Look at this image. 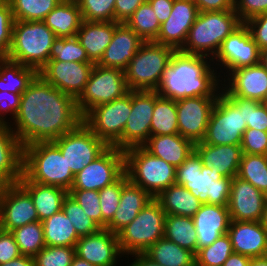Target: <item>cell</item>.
Returning a JSON list of instances; mask_svg holds the SVG:
<instances>
[{
	"instance_id": "cell-1",
	"label": "cell",
	"mask_w": 267,
	"mask_h": 266,
	"mask_svg": "<svg viewBox=\"0 0 267 266\" xmlns=\"http://www.w3.org/2000/svg\"><path fill=\"white\" fill-rule=\"evenodd\" d=\"M81 122L76 99L38 74L21 94L18 112L9 126L24 147L54 141Z\"/></svg>"
},
{
	"instance_id": "cell-2",
	"label": "cell",
	"mask_w": 267,
	"mask_h": 266,
	"mask_svg": "<svg viewBox=\"0 0 267 266\" xmlns=\"http://www.w3.org/2000/svg\"><path fill=\"white\" fill-rule=\"evenodd\" d=\"M222 79L206 56L175 51L156 92L175 101L198 96H218Z\"/></svg>"
},
{
	"instance_id": "cell-3",
	"label": "cell",
	"mask_w": 267,
	"mask_h": 266,
	"mask_svg": "<svg viewBox=\"0 0 267 266\" xmlns=\"http://www.w3.org/2000/svg\"><path fill=\"white\" fill-rule=\"evenodd\" d=\"M22 174L31 182L58 186L69 191L74 174L53 142H36L23 147Z\"/></svg>"
},
{
	"instance_id": "cell-4",
	"label": "cell",
	"mask_w": 267,
	"mask_h": 266,
	"mask_svg": "<svg viewBox=\"0 0 267 266\" xmlns=\"http://www.w3.org/2000/svg\"><path fill=\"white\" fill-rule=\"evenodd\" d=\"M241 24L234 9L199 12L180 51L213 60L223 41Z\"/></svg>"
},
{
	"instance_id": "cell-5",
	"label": "cell",
	"mask_w": 267,
	"mask_h": 266,
	"mask_svg": "<svg viewBox=\"0 0 267 266\" xmlns=\"http://www.w3.org/2000/svg\"><path fill=\"white\" fill-rule=\"evenodd\" d=\"M54 32L43 21L14 20L7 59L39 72L49 61Z\"/></svg>"
},
{
	"instance_id": "cell-6",
	"label": "cell",
	"mask_w": 267,
	"mask_h": 266,
	"mask_svg": "<svg viewBox=\"0 0 267 266\" xmlns=\"http://www.w3.org/2000/svg\"><path fill=\"white\" fill-rule=\"evenodd\" d=\"M232 179L212 171L209 166H203L195 151L176 167V184L184 186L207 204L227 206Z\"/></svg>"
},
{
	"instance_id": "cell-7",
	"label": "cell",
	"mask_w": 267,
	"mask_h": 266,
	"mask_svg": "<svg viewBox=\"0 0 267 266\" xmlns=\"http://www.w3.org/2000/svg\"><path fill=\"white\" fill-rule=\"evenodd\" d=\"M124 154L128 179L153 198L176 183V167L154 156L143 146L129 148Z\"/></svg>"
},
{
	"instance_id": "cell-8",
	"label": "cell",
	"mask_w": 267,
	"mask_h": 266,
	"mask_svg": "<svg viewBox=\"0 0 267 266\" xmlns=\"http://www.w3.org/2000/svg\"><path fill=\"white\" fill-rule=\"evenodd\" d=\"M175 50L154 41L144 42L125 72L129 91H156Z\"/></svg>"
},
{
	"instance_id": "cell-9",
	"label": "cell",
	"mask_w": 267,
	"mask_h": 266,
	"mask_svg": "<svg viewBox=\"0 0 267 266\" xmlns=\"http://www.w3.org/2000/svg\"><path fill=\"white\" fill-rule=\"evenodd\" d=\"M165 218V211L154 198L117 234L121 253L125 257L133 253H143L163 238Z\"/></svg>"
},
{
	"instance_id": "cell-10",
	"label": "cell",
	"mask_w": 267,
	"mask_h": 266,
	"mask_svg": "<svg viewBox=\"0 0 267 266\" xmlns=\"http://www.w3.org/2000/svg\"><path fill=\"white\" fill-rule=\"evenodd\" d=\"M128 92L123 70L95 64L83 92L76 99L78 112L83 117L93 107L110 103Z\"/></svg>"
},
{
	"instance_id": "cell-11",
	"label": "cell",
	"mask_w": 267,
	"mask_h": 266,
	"mask_svg": "<svg viewBox=\"0 0 267 266\" xmlns=\"http://www.w3.org/2000/svg\"><path fill=\"white\" fill-rule=\"evenodd\" d=\"M246 128L243 110H240L221 91L216 99L202 142L212 145H241Z\"/></svg>"
},
{
	"instance_id": "cell-12",
	"label": "cell",
	"mask_w": 267,
	"mask_h": 266,
	"mask_svg": "<svg viewBox=\"0 0 267 266\" xmlns=\"http://www.w3.org/2000/svg\"><path fill=\"white\" fill-rule=\"evenodd\" d=\"M131 113V91L119 99L93 107L83 117V123L108 146L122 136Z\"/></svg>"
},
{
	"instance_id": "cell-13",
	"label": "cell",
	"mask_w": 267,
	"mask_h": 266,
	"mask_svg": "<svg viewBox=\"0 0 267 266\" xmlns=\"http://www.w3.org/2000/svg\"><path fill=\"white\" fill-rule=\"evenodd\" d=\"M76 175L100 156L109 146L99 139L83 121L73 130L53 141Z\"/></svg>"
},
{
	"instance_id": "cell-14",
	"label": "cell",
	"mask_w": 267,
	"mask_h": 266,
	"mask_svg": "<svg viewBox=\"0 0 267 266\" xmlns=\"http://www.w3.org/2000/svg\"><path fill=\"white\" fill-rule=\"evenodd\" d=\"M213 65L223 80L232 70L260 62V49L245 23L236 28L222 43Z\"/></svg>"
},
{
	"instance_id": "cell-15",
	"label": "cell",
	"mask_w": 267,
	"mask_h": 266,
	"mask_svg": "<svg viewBox=\"0 0 267 266\" xmlns=\"http://www.w3.org/2000/svg\"><path fill=\"white\" fill-rule=\"evenodd\" d=\"M125 173V154L109 146L100 156L74 176L70 190H102Z\"/></svg>"
},
{
	"instance_id": "cell-16",
	"label": "cell",
	"mask_w": 267,
	"mask_h": 266,
	"mask_svg": "<svg viewBox=\"0 0 267 266\" xmlns=\"http://www.w3.org/2000/svg\"><path fill=\"white\" fill-rule=\"evenodd\" d=\"M155 91H131V113L121 138L113 145L119 150L143 146L151 135Z\"/></svg>"
},
{
	"instance_id": "cell-17",
	"label": "cell",
	"mask_w": 267,
	"mask_h": 266,
	"mask_svg": "<svg viewBox=\"0 0 267 266\" xmlns=\"http://www.w3.org/2000/svg\"><path fill=\"white\" fill-rule=\"evenodd\" d=\"M39 221L30 194L18 183H9L0 190V229L12 230Z\"/></svg>"
},
{
	"instance_id": "cell-18",
	"label": "cell",
	"mask_w": 267,
	"mask_h": 266,
	"mask_svg": "<svg viewBox=\"0 0 267 266\" xmlns=\"http://www.w3.org/2000/svg\"><path fill=\"white\" fill-rule=\"evenodd\" d=\"M218 96L188 97L176 101L179 134L194 143L201 142Z\"/></svg>"
},
{
	"instance_id": "cell-19",
	"label": "cell",
	"mask_w": 267,
	"mask_h": 266,
	"mask_svg": "<svg viewBox=\"0 0 267 266\" xmlns=\"http://www.w3.org/2000/svg\"><path fill=\"white\" fill-rule=\"evenodd\" d=\"M94 65L92 62L49 60L38 74L47 83L77 99L83 92Z\"/></svg>"
},
{
	"instance_id": "cell-20",
	"label": "cell",
	"mask_w": 267,
	"mask_h": 266,
	"mask_svg": "<svg viewBox=\"0 0 267 266\" xmlns=\"http://www.w3.org/2000/svg\"><path fill=\"white\" fill-rule=\"evenodd\" d=\"M75 254L94 266H124L126 259L119 248L117 234L105 228L80 237L75 245Z\"/></svg>"
},
{
	"instance_id": "cell-21",
	"label": "cell",
	"mask_w": 267,
	"mask_h": 266,
	"mask_svg": "<svg viewBox=\"0 0 267 266\" xmlns=\"http://www.w3.org/2000/svg\"><path fill=\"white\" fill-rule=\"evenodd\" d=\"M198 13L193 0H174L171 14L161 24L160 32L154 42L169 46L175 51L181 50Z\"/></svg>"
},
{
	"instance_id": "cell-22",
	"label": "cell",
	"mask_w": 267,
	"mask_h": 266,
	"mask_svg": "<svg viewBox=\"0 0 267 266\" xmlns=\"http://www.w3.org/2000/svg\"><path fill=\"white\" fill-rule=\"evenodd\" d=\"M267 196L237 176L232 179L228 210L231 220L260 221Z\"/></svg>"
},
{
	"instance_id": "cell-23",
	"label": "cell",
	"mask_w": 267,
	"mask_h": 266,
	"mask_svg": "<svg viewBox=\"0 0 267 266\" xmlns=\"http://www.w3.org/2000/svg\"><path fill=\"white\" fill-rule=\"evenodd\" d=\"M222 87L233 97L263 102L267 94V70L260 63L237 68L222 80Z\"/></svg>"
},
{
	"instance_id": "cell-24",
	"label": "cell",
	"mask_w": 267,
	"mask_h": 266,
	"mask_svg": "<svg viewBox=\"0 0 267 266\" xmlns=\"http://www.w3.org/2000/svg\"><path fill=\"white\" fill-rule=\"evenodd\" d=\"M192 218L197 232L196 253L211 245L221 235L226 234L231 221L227 206L205 202Z\"/></svg>"
},
{
	"instance_id": "cell-25",
	"label": "cell",
	"mask_w": 267,
	"mask_h": 266,
	"mask_svg": "<svg viewBox=\"0 0 267 266\" xmlns=\"http://www.w3.org/2000/svg\"><path fill=\"white\" fill-rule=\"evenodd\" d=\"M227 234L234 253L251 258L267 255V230L260 221L231 220Z\"/></svg>"
},
{
	"instance_id": "cell-26",
	"label": "cell",
	"mask_w": 267,
	"mask_h": 266,
	"mask_svg": "<svg viewBox=\"0 0 267 266\" xmlns=\"http://www.w3.org/2000/svg\"><path fill=\"white\" fill-rule=\"evenodd\" d=\"M144 42L126 23H119L98 65L124 71Z\"/></svg>"
},
{
	"instance_id": "cell-27",
	"label": "cell",
	"mask_w": 267,
	"mask_h": 266,
	"mask_svg": "<svg viewBox=\"0 0 267 266\" xmlns=\"http://www.w3.org/2000/svg\"><path fill=\"white\" fill-rule=\"evenodd\" d=\"M154 198L141 187L133 184L126 173L122 175V193L119 207L105 229L118 234L131 223L138 213Z\"/></svg>"
},
{
	"instance_id": "cell-28",
	"label": "cell",
	"mask_w": 267,
	"mask_h": 266,
	"mask_svg": "<svg viewBox=\"0 0 267 266\" xmlns=\"http://www.w3.org/2000/svg\"><path fill=\"white\" fill-rule=\"evenodd\" d=\"M195 152L202 160L203 166L224 177L237 176L243 151L241 145H212L202 141L195 143Z\"/></svg>"
},
{
	"instance_id": "cell-29",
	"label": "cell",
	"mask_w": 267,
	"mask_h": 266,
	"mask_svg": "<svg viewBox=\"0 0 267 266\" xmlns=\"http://www.w3.org/2000/svg\"><path fill=\"white\" fill-rule=\"evenodd\" d=\"M23 146L9 125L0 123V190L22 177Z\"/></svg>"
},
{
	"instance_id": "cell-30",
	"label": "cell",
	"mask_w": 267,
	"mask_h": 266,
	"mask_svg": "<svg viewBox=\"0 0 267 266\" xmlns=\"http://www.w3.org/2000/svg\"><path fill=\"white\" fill-rule=\"evenodd\" d=\"M143 147L154 156L175 167L180 166L195 151V143L178 134L150 135Z\"/></svg>"
},
{
	"instance_id": "cell-31",
	"label": "cell",
	"mask_w": 267,
	"mask_h": 266,
	"mask_svg": "<svg viewBox=\"0 0 267 266\" xmlns=\"http://www.w3.org/2000/svg\"><path fill=\"white\" fill-rule=\"evenodd\" d=\"M118 22H92L83 20L76 37L86 50L88 59L98 64L110 44Z\"/></svg>"
},
{
	"instance_id": "cell-32",
	"label": "cell",
	"mask_w": 267,
	"mask_h": 266,
	"mask_svg": "<svg viewBox=\"0 0 267 266\" xmlns=\"http://www.w3.org/2000/svg\"><path fill=\"white\" fill-rule=\"evenodd\" d=\"M18 183L30 194L40 222L62 210L64 198L68 194L67 190L58 186L31 182L23 174Z\"/></svg>"
},
{
	"instance_id": "cell-33",
	"label": "cell",
	"mask_w": 267,
	"mask_h": 266,
	"mask_svg": "<svg viewBox=\"0 0 267 266\" xmlns=\"http://www.w3.org/2000/svg\"><path fill=\"white\" fill-rule=\"evenodd\" d=\"M82 21L81 11L76 0L59 2L43 20L54 32L56 38L76 36Z\"/></svg>"
},
{
	"instance_id": "cell-34",
	"label": "cell",
	"mask_w": 267,
	"mask_h": 266,
	"mask_svg": "<svg viewBox=\"0 0 267 266\" xmlns=\"http://www.w3.org/2000/svg\"><path fill=\"white\" fill-rule=\"evenodd\" d=\"M166 215L193 217L203 202L182 185L173 184L155 198Z\"/></svg>"
},
{
	"instance_id": "cell-35",
	"label": "cell",
	"mask_w": 267,
	"mask_h": 266,
	"mask_svg": "<svg viewBox=\"0 0 267 266\" xmlns=\"http://www.w3.org/2000/svg\"><path fill=\"white\" fill-rule=\"evenodd\" d=\"M161 266H194L195 254L164 237L143 252Z\"/></svg>"
},
{
	"instance_id": "cell-36",
	"label": "cell",
	"mask_w": 267,
	"mask_h": 266,
	"mask_svg": "<svg viewBox=\"0 0 267 266\" xmlns=\"http://www.w3.org/2000/svg\"><path fill=\"white\" fill-rule=\"evenodd\" d=\"M41 223L46 246L75 247L80 239L70 219L62 210Z\"/></svg>"
},
{
	"instance_id": "cell-37",
	"label": "cell",
	"mask_w": 267,
	"mask_h": 266,
	"mask_svg": "<svg viewBox=\"0 0 267 266\" xmlns=\"http://www.w3.org/2000/svg\"><path fill=\"white\" fill-rule=\"evenodd\" d=\"M37 75L34 68L0 59V91L22 94Z\"/></svg>"
},
{
	"instance_id": "cell-38",
	"label": "cell",
	"mask_w": 267,
	"mask_h": 266,
	"mask_svg": "<svg viewBox=\"0 0 267 266\" xmlns=\"http://www.w3.org/2000/svg\"><path fill=\"white\" fill-rule=\"evenodd\" d=\"M164 238L196 254L197 232L192 217L166 215Z\"/></svg>"
},
{
	"instance_id": "cell-39",
	"label": "cell",
	"mask_w": 267,
	"mask_h": 266,
	"mask_svg": "<svg viewBox=\"0 0 267 266\" xmlns=\"http://www.w3.org/2000/svg\"><path fill=\"white\" fill-rule=\"evenodd\" d=\"M151 135L178 134L176 101L155 91V106L151 120Z\"/></svg>"
},
{
	"instance_id": "cell-40",
	"label": "cell",
	"mask_w": 267,
	"mask_h": 266,
	"mask_svg": "<svg viewBox=\"0 0 267 266\" xmlns=\"http://www.w3.org/2000/svg\"><path fill=\"white\" fill-rule=\"evenodd\" d=\"M237 177L248 181L267 196V155H242Z\"/></svg>"
},
{
	"instance_id": "cell-41",
	"label": "cell",
	"mask_w": 267,
	"mask_h": 266,
	"mask_svg": "<svg viewBox=\"0 0 267 266\" xmlns=\"http://www.w3.org/2000/svg\"><path fill=\"white\" fill-rule=\"evenodd\" d=\"M137 35L145 42L155 41L161 25L148 1L142 3L126 21Z\"/></svg>"
},
{
	"instance_id": "cell-42",
	"label": "cell",
	"mask_w": 267,
	"mask_h": 266,
	"mask_svg": "<svg viewBox=\"0 0 267 266\" xmlns=\"http://www.w3.org/2000/svg\"><path fill=\"white\" fill-rule=\"evenodd\" d=\"M11 7L14 20L43 21L59 0H6Z\"/></svg>"
},
{
	"instance_id": "cell-43",
	"label": "cell",
	"mask_w": 267,
	"mask_h": 266,
	"mask_svg": "<svg viewBox=\"0 0 267 266\" xmlns=\"http://www.w3.org/2000/svg\"><path fill=\"white\" fill-rule=\"evenodd\" d=\"M22 255L34 257L45 245L40 221L31 222L11 231Z\"/></svg>"
},
{
	"instance_id": "cell-44",
	"label": "cell",
	"mask_w": 267,
	"mask_h": 266,
	"mask_svg": "<svg viewBox=\"0 0 267 266\" xmlns=\"http://www.w3.org/2000/svg\"><path fill=\"white\" fill-rule=\"evenodd\" d=\"M221 91L240 109L243 110L247 128L267 132V104L242 97L231 96L223 87Z\"/></svg>"
},
{
	"instance_id": "cell-45",
	"label": "cell",
	"mask_w": 267,
	"mask_h": 266,
	"mask_svg": "<svg viewBox=\"0 0 267 266\" xmlns=\"http://www.w3.org/2000/svg\"><path fill=\"white\" fill-rule=\"evenodd\" d=\"M233 253L229 235H221L211 245L195 254V263L200 266H222Z\"/></svg>"
},
{
	"instance_id": "cell-46",
	"label": "cell",
	"mask_w": 267,
	"mask_h": 266,
	"mask_svg": "<svg viewBox=\"0 0 267 266\" xmlns=\"http://www.w3.org/2000/svg\"><path fill=\"white\" fill-rule=\"evenodd\" d=\"M49 60L63 62H91L86 50L82 47L76 36L56 38L53 41Z\"/></svg>"
},
{
	"instance_id": "cell-47",
	"label": "cell",
	"mask_w": 267,
	"mask_h": 266,
	"mask_svg": "<svg viewBox=\"0 0 267 266\" xmlns=\"http://www.w3.org/2000/svg\"><path fill=\"white\" fill-rule=\"evenodd\" d=\"M62 211L70 219L79 237L97 233L101 227L85 215L82 207L69 195L64 198Z\"/></svg>"
},
{
	"instance_id": "cell-48",
	"label": "cell",
	"mask_w": 267,
	"mask_h": 266,
	"mask_svg": "<svg viewBox=\"0 0 267 266\" xmlns=\"http://www.w3.org/2000/svg\"><path fill=\"white\" fill-rule=\"evenodd\" d=\"M81 11L82 20L92 22L114 21L116 0H76Z\"/></svg>"
},
{
	"instance_id": "cell-49",
	"label": "cell",
	"mask_w": 267,
	"mask_h": 266,
	"mask_svg": "<svg viewBox=\"0 0 267 266\" xmlns=\"http://www.w3.org/2000/svg\"><path fill=\"white\" fill-rule=\"evenodd\" d=\"M75 247L45 246L34 258V266H71Z\"/></svg>"
},
{
	"instance_id": "cell-50",
	"label": "cell",
	"mask_w": 267,
	"mask_h": 266,
	"mask_svg": "<svg viewBox=\"0 0 267 266\" xmlns=\"http://www.w3.org/2000/svg\"><path fill=\"white\" fill-rule=\"evenodd\" d=\"M122 193V176L113 184L99 190L100 206L102 211V228L112 221L120 204Z\"/></svg>"
},
{
	"instance_id": "cell-51",
	"label": "cell",
	"mask_w": 267,
	"mask_h": 266,
	"mask_svg": "<svg viewBox=\"0 0 267 266\" xmlns=\"http://www.w3.org/2000/svg\"><path fill=\"white\" fill-rule=\"evenodd\" d=\"M68 194L82 207L85 215L90 217L102 228V211L99 191L96 190H69Z\"/></svg>"
},
{
	"instance_id": "cell-52",
	"label": "cell",
	"mask_w": 267,
	"mask_h": 266,
	"mask_svg": "<svg viewBox=\"0 0 267 266\" xmlns=\"http://www.w3.org/2000/svg\"><path fill=\"white\" fill-rule=\"evenodd\" d=\"M14 18L7 1L0 4V57L6 58L12 43Z\"/></svg>"
},
{
	"instance_id": "cell-53",
	"label": "cell",
	"mask_w": 267,
	"mask_h": 266,
	"mask_svg": "<svg viewBox=\"0 0 267 266\" xmlns=\"http://www.w3.org/2000/svg\"><path fill=\"white\" fill-rule=\"evenodd\" d=\"M241 148L244 154L267 155V132L246 128Z\"/></svg>"
},
{
	"instance_id": "cell-54",
	"label": "cell",
	"mask_w": 267,
	"mask_h": 266,
	"mask_svg": "<svg viewBox=\"0 0 267 266\" xmlns=\"http://www.w3.org/2000/svg\"><path fill=\"white\" fill-rule=\"evenodd\" d=\"M21 93L0 91V123L9 125L15 118L20 104Z\"/></svg>"
},
{
	"instance_id": "cell-55",
	"label": "cell",
	"mask_w": 267,
	"mask_h": 266,
	"mask_svg": "<svg viewBox=\"0 0 267 266\" xmlns=\"http://www.w3.org/2000/svg\"><path fill=\"white\" fill-rule=\"evenodd\" d=\"M234 10L239 20L245 23L257 15L267 13V0H235Z\"/></svg>"
},
{
	"instance_id": "cell-56",
	"label": "cell",
	"mask_w": 267,
	"mask_h": 266,
	"mask_svg": "<svg viewBox=\"0 0 267 266\" xmlns=\"http://www.w3.org/2000/svg\"><path fill=\"white\" fill-rule=\"evenodd\" d=\"M252 39L259 49L267 47V13L257 15L245 22Z\"/></svg>"
},
{
	"instance_id": "cell-57",
	"label": "cell",
	"mask_w": 267,
	"mask_h": 266,
	"mask_svg": "<svg viewBox=\"0 0 267 266\" xmlns=\"http://www.w3.org/2000/svg\"><path fill=\"white\" fill-rule=\"evenodd\" d=\"M21 255L13 234L0 229V264L12 261Z\"/></svg>"
},
{
	"instance_id": "cell-58",
	"label": "cell",
	"mask_w": 267,
	"mask_h": 266,
	"mask_svg": "<svg viewBox=\"0 0 267 266\" xmlns=\"http://www.w3.org/2000/svg\"><path fill=\"white\" fill-rule=\"evenodd\" d=\"M147 0H116L114 6V21L126 23L135 10Z\"/></svg>"
},
{
	"instance_id": "cell-59",
	"label": "cell",
	"mask_w": 267,
	"mask_h": 266,
	"mask_svg": "<svg viewBox=\"0 0 267 266\" xmlns=\"http://www.w3.org/2000/svg\"><path fill=\"white\" fill-rule=\"evenodd\" d=\"M199 12L233 10L235 0H193Z\"/></svg>"
},
{
	"instance_id": "cell-60",
	"label": "cell",
	"mask_w": 267,
	"mask_h": 266,
	"mask_svg": "<svg viewBox=\"0 0 267 266\" xmlns=\"http://www.w3.org/2000/svg\"><path fill=\"white\" fill-rule=\"evenodd\" d=\"M160 23H164L170 16L174 0H147Z\"/></svg>"
},
{
	"instance_id": "cell-61",
	"label": "cell",
	"mask_w": 267,
	"mask_h": 266,
	"mask_svg": "<svg viewBox=\"0 0 267 266\" xmlns=\"http://www.w3.org/2000/svg\"><path fill=\"white\" fill-rule=\"evenodd\" d=\"M125 258H127L125 259V266H161L144 253L129 254Z\"/></svg>"
},
{
	"instance_id": "cell-62",
	"label": "cell",
	"mask_w": 267,
	"mask_h": 266,
	"mask_svg": "<svg viewBox=\"0 0 267 266\" xmlns=\"http://www.w3.org/2000/svg\"><path fill=\"white\" fill-rule=\"evenodd\" d=\"M250 260L251 257L233 252L222 266H249Z\"/></svg>"
},
{
	"instance_id": "cell-63",
	"label": "cell",
	"mask_w": 267,
	"mask_h": 266,
	"mask_svg": "<svg viewBox=\"0 0 267 266\" xmlns=\"http://www.w3.org/2000/svg\"><path fill=\"white\" fill-rule=\"evenodd\" d=\"M0 266H34V258L32 256L21 255L12 261L0 264Z\"/></svg>"
},
{
	"instance_id": "cell-64",
	"label": "cell",
	"mask_w": 267,
	"mask_h": 266,
	"mask_svg": "<svg viewBox=\"0 0 267 266\" xmlns=\"http://www.w3.org/2000/svg\"><path fill=\"white\" fill-rule=\"evenodd\" d=\"M249 266H267V255L251 258Z\"/></svg>"
},
{
	"instance_id": "cell-65",
	"label": "cell",
	"mask_w": 267,
	"mask_h": 266,
	"mask_svg": "<svg viewBox=\"0 0 267 266\" xmlns=\"http://www.w3.org/2000/svg\"><path fill=\"white\" fill-rule=\"evenodd\" d=\"M71 266H94V265L90 264L89 262L75 255Z\"/></svg>"
},
{
	"instance_id": "cell-66",
	"label": "cell",
	"mask_w": 267,
	"mask_h": 266,
	"mask_svg": "<svg viewBox=\"0 0 267 266\" xmlns=\"http://www.w3.org/2000/svg\"><path fill=\"white\" fill-rule=\"evenodd\" d=\"M259 63L267 70V47L260 50V62Z\"/></svg>"
},
{
	"instance_id": "cell-67",
	"label": "cell",
	"mask_w": 267,
	"mask_h": 266,
	"mask_svg": "<svg viewBox=\"0 0 267 266\" xmlns=\"http://www.w3.org/2000/svg\"><path fill=\"white\" fill-rule=\"evenodd\" d=\"M261 225L267 230V199L265 202L263 214L260 220Z\"/></svg>"
},
{
	"instance_id": "cell-68",
	"label": "cell",
	"mask_w": 267,
	"mask_h": 266,
	"mask_svg": "<svg viewBox=\"0 0 267 266\" xmlns=\"http://www.w3.org/2000/svg\"><path fill=\"white\" fill-rule=\"evenodd\" d=\"M262 103L267 104V94H266V96H265V98H264Z\"/></svg>"
},
{
	"instance_id": "cell-69",
	"label": "cell",
	"mask_w": 267,
	"mask_h": 266,
	"mask_svg": "<svg viewBox=\"0 0 267 266\" xmlns=\"http://www.w3.org/2000/svg\"><path fill=\"white\" fill-rule=\"evenodd\" d=\"M60 2L74 1V0H59Z\"/></svg>"
}]
</instances>
